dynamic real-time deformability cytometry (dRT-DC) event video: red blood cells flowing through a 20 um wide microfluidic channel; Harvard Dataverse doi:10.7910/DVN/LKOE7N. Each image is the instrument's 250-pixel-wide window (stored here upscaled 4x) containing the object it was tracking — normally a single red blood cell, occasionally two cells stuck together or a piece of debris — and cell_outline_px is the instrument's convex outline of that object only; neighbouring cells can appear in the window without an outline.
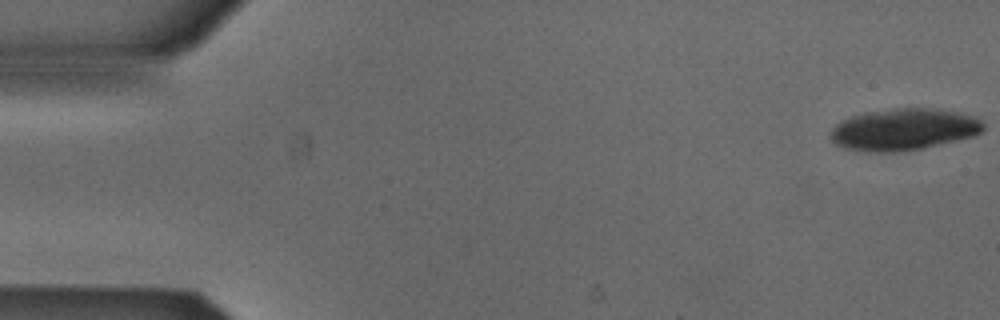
{"species": "Egyptian fruit bat (a non-hibernating species)", "species_latin": "Rousettus aegyptiacus", "temperature_condition": "cold", "stored_images_in_passage": 7, "segment_of_instrument_passage": [1, 2], "camera_frame_rate_fps": 3000, "um_per_image_px": 0.085, "animal": {"sex": "male"}, "frame": {"image": 1, "passage_image": 1, "time_ms": 0.0, "image_size_px": [1000, 320], "cell_outline_px": [[984, 128], [976, 136], [920, 148], [892, 152], [876, 152], [848, 148], [836, 144], [832, 140], [832, 128], [836, 124], [852, 116], [864, 112], [896, 108], [932, 108], [960, 112], [972, 116], [980, 120], [984, 124]], "centroid_in_image_um": [76.86, 10.98], "position_along_channel_um": 8.1, "area_um2": 36.7}}